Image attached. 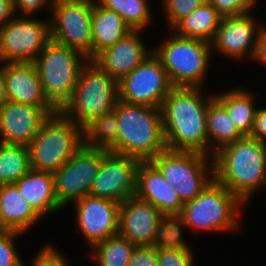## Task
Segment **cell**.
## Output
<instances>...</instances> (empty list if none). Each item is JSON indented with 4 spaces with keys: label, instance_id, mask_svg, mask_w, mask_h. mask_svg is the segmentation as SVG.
Segmentation results:
<instances>
[{
    "label": "cell",
    "instance_id": "6da1fadb",
    "mask_svg": "<svg viewBox=\"0 0 266 266\" xmlns=\"http://www.w3.org/2000/svg\"><path fill=\"white\" fill-rule=\"evenodd\" d=\"M198 87H173L160 110L166 148L173 151L209 152L207 108L214 98H202Z\"/></svg>",
    "mask_w": 266,
    "mask_h": 266
},
{
    "label": "cell",
    "instance_id": "7a4b0ae2",
    "mask_svg": "<svg viewBox=\"0 0 266 266\" xmlns=\"http://www.w3.org/2000/svg\"><path fill=\"white\" fill-rule=\"evenodd\" d=\"M212 158L215 180L242 203L266 184V144L250 136L222 147Z\"/></svg>",
    "mask_w": 266,
    "mask_h": 266
},
{
    "label": "cell",
    "instance_id": "3957f363",
    "mask_svg": "<svg viewBox=\"0 0 266 266\" xmlns=\"http://www.w3.org/2000/svg\"><path fill=\"white\" fill-rule=\"evenodd\" d=\"M114 111L118 138L108 151L149 161L167 149L160 108L118 99Z\"/></svg>",
    "mask_w": 266,
    "mask_h": 266
},
{
    "label": "cell",
    "instance_id": "277c9868",
    "mask_svg": "<svg viewBox=\"0 0 266 266\" xmlns=\"http://www.w3.org/2000/svg\"><path fill=\"white\" fill-rule=\"evenodd\" d=\"M117 101L118 82L88 61L80 71L72 96L59 112L83 128L93 118L112 112Z\"/></svg>",
    "mask_w": 266,
    "mask_h": 266
},
{
    "label": "cell",
    "instance_id": "5b68a950",
    "mask_svg": "<svg viewBox=\"0 0 266 266\" xmlns=\"http://www.w3.org/2000/svg\"><path fill=\"white\" fill-rule=\"evenodd\" d=\"M83 146V128L59 111L42 124L28 146L32 170L56 172Z\"/></svg>",
    "mask_w": 266,
    "mask_h": 266
},
{
    "label": "cell",
    "instance_id": "8992f818",
    "mask_svg": "<svg viewBox=\"0 0 266 266\" xmlns=\"http://www.w3.org/2000/svg\"><path fill=\"white\" fill-rule=\"evenodd\" d=\"M88 61L89 59L80 51L53 40L37 56L34 64L44 94L58 111L72 96L80 71Z\"/></svg>",
    "mask_w": 266,
    "mask_h": 266
},
{
    "label": "cell",
    "instance_id": "52a82bcc",
    "mask_svg": "<svg viewBox=\"0 0 266 266\" xmlns=\"http://www.w3.org/2000/svg\"><path fill=\"white\" fill-rule=\"evenodd\" d=\"M211 43L174 35L152 49L165 68L173 87L201 88L210 60Z\"/></svg>",
    "mask_w": 266,
    "mask_h": 266
},
{
    "label": "cell",
    "instance_id": "ba28073f",
    "mask_svg": "<svg viewBox=\"0 0 266 266\" xmlns=\"http://www.w3.org/2000/svg\"><path fill=\"white\" fill-rule=\"evenodd\" d=\"M242 202L215 179L193 200L183 204L186 227L202 231L236 229Z\"/></svg>",
    "mask_w": 266,
    "mask_h": 266
},
{
    "label": "cell",
    "instance_id": "9c48e42d",
    "mask_svg": "<svg viewBox=\"0 0 266 266\" xmlns=\"http://www.w3.org/2000/svg\"><path fill=\"white\" fill-rule=\"evenodd\" d=\"M206 155L192 151L166 149L149 162L178 193L183 203L195 199L215 178L214 167H209Z\"/></svg>",
    "mask_w": 266,
    "mask_h": 266
},
{
    "label": "cell",
    "instance_id": "30bf717a",
    "mask_svg": "<svg viewBox=\"0 0 266 266\" xmlns=\"http://www.w3.org/2000/svg\"><path fill=\"white\" fill-rule=\"evenodd\" d=\"M95 0H51V40L93 58L92 9Z\"/></svg>",
    "mask_w": 266,
    "mask_h": 266
},
{
    "label": "cell",
    "instance_id": "8fae6325",
    "mask_svg": "<svg viewBox=\"0 0 266 266\" xmlns=\"http://www.w3.org/2000/svg\"><path fill=\"white\" fill-rule=\"evenodd\" d=\"M50 41V22L13 17L0 29V62L34 63Z\"/></svg>",
    "mask_w": 266,
    "mask_h": 266
},
{
    "label": "cell",
    "instance_id": "7c38bea8",
    "mask_svg": "<svg viewBox=\"0 0 266 266\" xmlns=\"http://www.w3.org/2000/svg\"><path fill=\"white\" fill-rule=\"evenodd\" d=\"M106 149L83 145L67 162L53 173L55 195L64 207L89 195Z\"/></svg>",
    "mask_w": 266,
    "mask_h": 266
},
{
    "label": "cell",
    "instance_id": "4fadbf2b",
    "mask_svg": "<svg viewBox=\"0 0 266 266\" xmlns=\"http://www.w3.org/2000/svg\"><path fill=\"white\" fill-rule=\"evenodd\" d=\"M172 88L165 68L152 52L130 74L118 81V99L160 108Z\"/></svg>",
    "mask_w": 266,
    "mask_h": 266
},
{
    "label": "cell",
    "instance_id": "5bb4252c",
    "mask_svg": "<svg viewBox=\"0 0 266 266\" xmlns=\"http://www.w3.org/2000/svg\"><path fill=\"white\" fill-rule=\"evenodd\" d=\"M141 160L108 151L102 158L89 195L122 203L136 194Z\"/></svg>",
    "mask_w": 266,
    "mask_h": 266
},
{
    "label": "cell",
    "instance_id": "9a60e30c",
    "mask_svg": "<svg viewBox=\"0 0 266 266\" xmlns=\"http://www.w3.org/2000/svg\"><path fill=\"white\" fill-rule=\"evenodd\" d=\"M57 112L56 108L5 102L0 107V142L29 146L42 124Z\"/></svg>",
    "mask_w": 266,
    "mask_h": 266
},
{
    "label": "cell",
    "instance_id": "2e32d148",
    "mask_svg": "<svg viewBox=\"0 0 266 266\" xmlns=\"http://www.w3.org/2000/svg\"><path fill=\"white\" fill-rule=\"evenodd\" d=\"M78 225L90 247L118 234L120 203L86 195L73 202Z\"/></svg>",
    "mask_w": 266,
    "mask_h": 266
},
{
    "label": "cell",
    "instance_id": "e0dca14e",
    "mask_svg": "<svg viewBox=\"0 0 266 266\" xmlns=\"http://www.w3.org/2000/svg\"><path fill=\"white\" fill-rule=\"evenodd\" d=\"M253 19L248 13L222 17L211 47L237 60L245 54L254 59L260 26L256 27Z\"/></svg>",
    "mask_w": 266,
    "mask_h": 266
},
{
    "label": "cell",
    "instance_id": "ac0fdd59",
    "mask_svg": "<svg viewBox=\"0 0 266 266\" xmlns=\"http://www.w3.org/2000/svg\"><path fill=\"white\" fill-rule=\"evenodd\" d=\"M163 213L153 204L130 197L119 209L118 234L136 246H152Z\"/></svg>",
    "mask_w": 266,
    "mask_h": 266
},
{
    "label": "cell",
    "instance_id": "d6986e66",
    "mask_svg": "<svg viewBox=\"0 0 266 266\" xmlns=\"http://www.w3.org/2000/svg\"><path fill=\"white\" fill-rule=\"evenodd\" d=\"M140 32V30L131 31L114 45L97 53L90 61L114 80L120 81L152 53L146 50L138 35Z\"/></svg>",
    "mask_w": 266,
    "mask_h": 266
},
{
    "label": "cell",
    "instance_id": "ffe728a7",
    "mask_svg": "<svg viewBox=\"0 0 266 266\" xmlns=\"http://www.w3.org/2000/svg\"><path fill=\"white\" fill-rule=\"evenodd\" d=\"M7 101L55 108L46 98L34 63H5Z\"/></svg>",
    "mask_w": 266,
    "mask_h": 266
},
{
    "label": "cell",
    "instance_id": "44dd1931",
    "mask_svg": "<svg viewBox=\"0 0 266 266\" xmlns=\"http://www.w3.org/2000/svg\"><path fill=\"white\" fill-rule=\"evenodd\" d=\"M135 196L153 204L163 214H180L184 204L172 185L149 161H141L138 166Z\"/></svg>",
    "mask_w": 266,
    "mask_h": 266
},
{
    "label": "cell",
    "instance_id": "7402d4cb",
    "mask_svg": "<svg viewBox=\"0 0 266 266\" xmlns=\"http://www.w3.org/2000/svg\"><path fill=\"white\" fill-rule=\"evenodd\" d=\"M14 185L40 217L63 208L55 195L53 173L31 169Z\"/></svg>",
    "mask_w": 266,
    "mask_h": 266
},
{
    "label": "cell",
    "instance_id": "603a6c76",
    "mask_svg": "<svg viewBox=\"0 0 266 266\" xmlns=\"http://www.w3.org/2000/svg\"><path fill=\"white\" fill-rule=\"evenodd\" d=\"M39 218L14 184L0 185V230L23 233Z\"/></svg>",
    "mask_w": 266,
    "mask_h": 266
},
{
    "label": "cell",
    "instance_id": "cb8c5ba5",
    "mask_svg": "<svg viewBox=\"0 0 266 266\" xmlns=\"http://www.w3.org/2000/svg\"><path fill=\"white\" fill-rule=\"evenodd\" d=\"M131 31H133L131 27L117 12L103 7L99 2L93 3V57L105 48L114 45Z\"/></svg>",
    "mask_w": 266,
    "mask_h": 266
},
{
    "label": "cell",
    "instance_id": "d4e9b609",
    "mask_svg": "<svg viewBox=\"0 0 266 266\" xmlns=\"http://www.w3.org/2000/svg\"><path fill=\"white\" fill-rule=\"evenodd\" d=\"M222 16L206 1L182 19L172 30L179 36L212 42Z\"/></svg>",
    "mask_w": 266,
    "mask_h": 266
},
{
    "label": "cell",
    "instance_id": "484cf974",
    "mask_svg": "<svg viewBox=\"0 0 266 266\" xmlns=\"http://www.w3.org/2000/svg\"><path fill=\"white\" fill-rule=\"evenodd\" d=\"M206 126L208 149H211V153L209 152L208 155L211 154L212 157L222 147L243 137L226 108L215 97L208 104ZM210 139L216 141V143L213 145ZM209 146L211 147L209 148Z\"/></svg>",
    "mask_w": 266,
    "mask_h": 266
},
{
    "label": "cell",
    "instance_id": "4316f807",
    "mask_svg": "<svg viewBox=\"0 0 266 266\" xmlns=\"http://www.w3.org/2000/svg\"><path fill=\"white\" fill-rule=\"evenodd\" d=\"M253 95L242 89L214 95L226 108L236 128L243 136H250L255 120L256 109Z\"/></svg>",
    "mask_w": 266,
    "mask_h": 266
},
{
    "label": "cell",
    "instance_id": "83f0119b",
    "mask_svg": "<svg viewBox=\"0 0 266 266\" xmlns=\"http://www.w3.org/2000/svg\"><path fill=\"white\" fill-rule=\"evenodd\" d=\"M31 169L28 146L0 142V185L14 184Z\"/></svg>",
    "mask_w": 266,
    "mask_h": 266
},
{
    "label": "cell",
    "instance_id": "f1b7e54d",
    "mask_svg": "<svg viewBox=\"0 0 266 266\" xmlns=\"http://www.w3.org/2000/svg\"><path fill=\"white\" fill-rule=\"evenodd\" d=\"M118 138L116 112L93 118L83 127V145L108 150Z\"/></svg>",
    "mask_w": 266,
    "mask_h": 266
},
{
    "label": "cell",
    "instance_id": "f546056e",
    "mask_svg": "<svg viewBox=\"0 0 266 266\" xmlns=\"http://www.w3.org/2000/svg\"><path fill=\"white\" fill-rule=\"evenodd\" d=\"M93 259L99 266H127L136 245L119 234L92 246Z\"/></svg>",
    "mask_w": 266,
    "mask_h": 266
},
{
    "label": "cell",
    "instance_id": "4dcf8cb0",
    "mask_svg": "<svg viewBox=\"0 0 266 266\" xmlns=\"http://www.w3.org/2000/svg\"><path fill=\"white\" fill-rule=\"evenodd\" d=\"M186 227L181 214H163L155 230L152 246L156 249L173 248L190 250L189 244L182 238L181 228Z\"/></svg>",
    "mask_w": 266,
    "mask_h": 266
},
{
    "label": "cell",
    "instance_id": "1f68e13d",
    "mask_svg": "<svg viewBox=\"0 0 266 266\" xmlns=\"http://www.w3.org/2000/svg\"><path fill=\"white\" fill-rule=\"evenodd\" d=\"M103 7L117 12L132 30L145 29L151 22L146 0H99Z\"/></svg>",
    "mask_w": 266,
    "mask_h": 266
},
{
    "label": "cell",
    "instance_id": "d6a6232c",
    "mask_svg": "<svg viewBox=\"0 0 266 266\" xmlns=\"http://www.w3.org/2000/svg\"><path fill=\"white\" fill-rule=\"evenodd\" d=\"M207 0H164L163 6L167 20L172 29L185 17L190 15L197 7Z\"/></svg>",
    "mask_w": 266,
    "mask_h": 266
},
{
    "label": "cell",
    "instance_id": "836d02e7",
    "mask_svg": "<svg viewBox=\"0 0 266 266\" xmlns=\"http://www.w3.org/2000/svg\"><path fill=\"white\" fill-rule=\"evenodd\" d=\"M22 232L0 230V266H24L17 250L14 239Z\"/></svg>",
    "mask_w": 266,
    "mask_h": 266
},
{
    "label": "cell",
    "instance_id": "e575fe53",
    "mask_svg": "<svg viewBox=\"0 0 266 266\" xmlns=\"http://www.w3.org/2000/svg\"><path fill=\"white\" fill-rule=\"evenodd\" d=\"M159 266H194L191 250L173 248L157 249Z\"/></svg>",
    "mask_w": 266,
    "mask_h": 266
},
{
    "label": "cell",
    "instance_id": "d590c367",
    "mask_svg": "<svg viewBox=\"0 0 266 266\" xmlns=\"http://www.w3.org/2000/svg\"><path fill=\"white\" fill-rule=\"evenodd\" d=\"M222 16H239L247 14L257 0H207Z\"/></svg>",
    "mask_w": 266,
    "mask_h": 266
},
{
    "label": "cell",
    "instance_id": "8d00e7d4",
    "mask_svg": "<svg viewBox=\"0 0 266 266\" xmlns=\"http://www.w3.org/2000/svg\"><path fill=\"white\" fill-rule=\"evenodd\" d=\"M127 266H159L154 246H136Z\"/></svg>",
    "mask_w": 266,
    "mask_h": 266
},
{
    "label": "cell",
    "instance_id": "74e56055",
    "mask_svg": "<svg viewBox=\"0 0 266 266\" xmlns=\"http://www.w3.org/2000/svg\"><path fill=\"white\" fill-rule=\"evenodd\" d=\"M33 263V266H69L67 259L52 246L40 250Z\"/></svg>",
    "mask_w": 266,
    "mask_h": 266
},
{
    "label": "cell",
    "instance_id": "f35d334b",
    "mask_svg": "<svg viewBox=\"0 0 266 266\" xmlns=\"http://www.w3.org/2000/svg\"><path fill=\"white\" fill-rule=\"evenodd\" d=\"M250 137L266 144V108L256 109L254 127Z\"/></svg>",
    "mask_w": 266,
    "mask_h": 266
},
{
    "label": "cell",
    "instance_id": "ab89813d",
    "mask_svg": "<svg viewBox=\"0 0 266 266\" xmlns=\"http://www.w3.org/2000/svg\"><path fill=\"white\" fill-rule=\"evenodd\" d=\"M47 1L48 0H16L13 3V8L14 11H21L25 15H29L31 13L34 14V12L39 10L41 6L43 7L46 5V3H48Z\"/></svg>",
    "mask_w": 266,
    "mask_h": 266
},
{
    "label": "cell",
    "instance_id": "60d3db41",
    "mask_svg": "<svg viewBox=\"0 0 266 266\" xmlns=\"http://www.w3.org/2000/svg\"><path fill=\"white\" fill-rule=\"evenodd\" d=\"M254 59L266 64V28L263 26L260 27L258 34L257 51Z\"/></svg>",
    "mask_w": 266,
    "mask_h": 266
},
{
    "label": "cell",
    "instance_id": "b9f144b4",
    "mask_svg": "<svg viewBox=\"0 0 266 266\" xmlns=\"http://www.w3.org/2000/svg\"><path fill=\"white\" fill-rule=\"evenodd\" d=\"M13 4L9 0H0V29L14 16Z\"/></svg>",
    "mask_w": 266,
    "mask_h": 266
},
{
    "label": "cell",
    "instance_id": "7bdbcfd3",
    "mask_svg": "<svg viewBox=\"0 0 266 266\" xmlns=\"http://www.w3.org/2000/svg\"><path fill=\"white\" fill-rule=\"evenodd\" d=\"M7 102L6 87L4 81V64L0 68V107Z\"/></svg>",
    "mask_w": 266,
    "mask_h": 266
},
{
    "label": "cell",
    "instance_id": "ee69618b",
    "mask_svg": "<svg viewBox=\"0 0 266 266\" xmlns=\"http://www.w3.org/2000/svg\"><path fill=\"white\" fill-rule=\"evenodd\" d=\"M12 4L16 1V0H9Z\"/></svg>",
    "mask_w": 266,
    "mask_h": 266
}]
</instances>
